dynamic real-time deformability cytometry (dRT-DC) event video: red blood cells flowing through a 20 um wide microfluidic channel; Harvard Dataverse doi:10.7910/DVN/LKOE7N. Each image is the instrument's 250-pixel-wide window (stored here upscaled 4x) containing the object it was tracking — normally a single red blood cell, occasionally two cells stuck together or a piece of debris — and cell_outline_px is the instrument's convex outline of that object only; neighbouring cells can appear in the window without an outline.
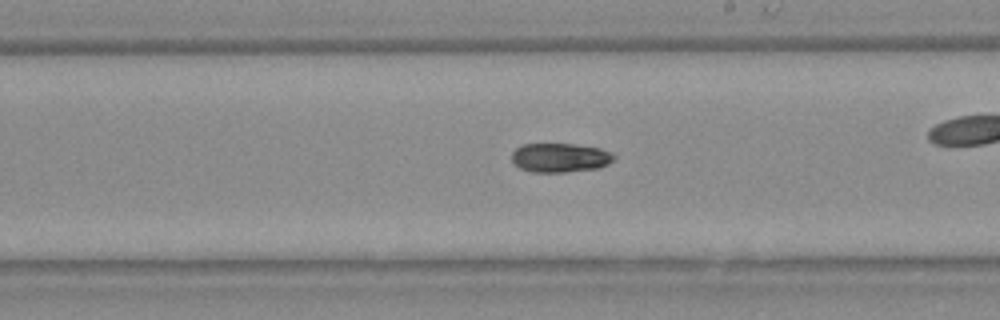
{"species": "Egyptian fruit bat (a non-hibernating species)", "species_latin": "Rousettus aegyptiacus", "temperature_condition": "warm", "stored_images_in_passage": 29, "camera_frame_rate_fps": 3000, "um_per_image_px": 0.085, "animal": {"sex": "female"}, "frame": {"image": 1, "passage_image": 17, "time_ms": 5.333, "image_size_px": [1000, 320], "cell_outline_px": [[616, 156], [608, 164], [600, 168], [564, 172], [532, 172], [520, 168], [512, 160], [512, 152], [516, 148], [524, 144], [572, 144], [600, 148], [612, 152]], "centroid_in_image_um": [47.63, 13.4], "position_along_channel_um": 241.4, "area_um2": 17.34}}